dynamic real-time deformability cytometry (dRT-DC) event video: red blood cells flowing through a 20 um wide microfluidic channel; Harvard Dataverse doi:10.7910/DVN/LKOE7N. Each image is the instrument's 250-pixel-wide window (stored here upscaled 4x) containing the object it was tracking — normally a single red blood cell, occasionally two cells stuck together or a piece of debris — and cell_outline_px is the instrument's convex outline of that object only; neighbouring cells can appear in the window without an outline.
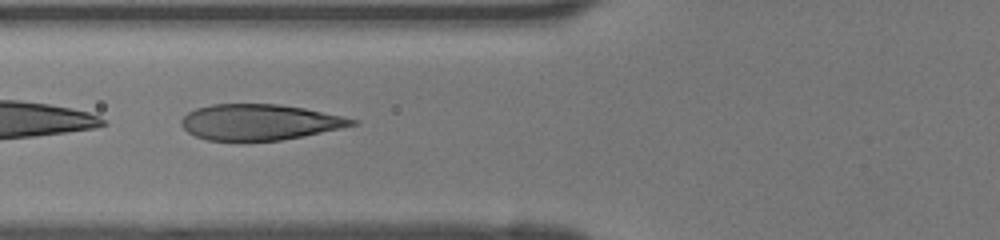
{"species": "human", "species_latin": "Homo sapiens", "temperature_condition": "room temperature", "stored_images_in_passage": 42, "segment_of_instrument_passage": [2, 2], "camera_frame_rate_fps": 3000, "um_per_image_px": 0.085, "donor": {"sex": "female"}, "frame": {"image": 1, "passage_image": 16, "time_ms": 5.0, "image_size_px": [1000, 240], "cell_outline_px": [[360, 124], [304, 136], [280, 140], [208, 140], [196, 136], [188, 132], [180, 124], [180, 120], [188, 112], [196, 108], [212, 104], [280, 104], [304, 108], [360, 120]], "centroid_in_image_um": [22.08, 10.37], "position_along_channel_um": 103.7, "area_um2": 35.55}}
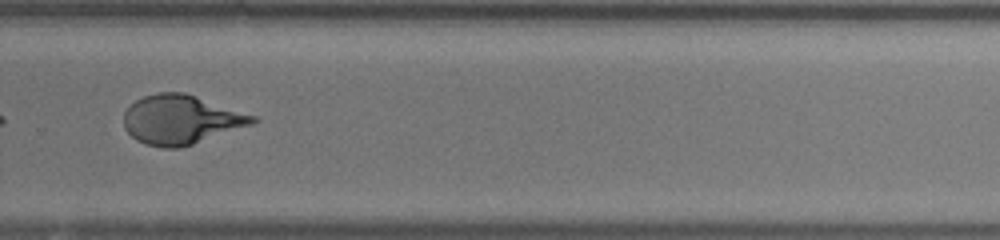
{"frame": {"image": 2, "passage_image": 30, "time_ms": 9.667, "image_size_px": [1000, 240], "cell_outline_px": [[260, 120], [252, 124], [180, 148], [164, 148], [144, 144], [136, 140], [124, 128], [124, 112], [136, 100], [144, 96], [160, 92], [184, 92], [256, 116]], "centroid_in_image_um": [15.37, 10.17], "position_along_channel_um": 314.4, "area_um2": 36.65}}
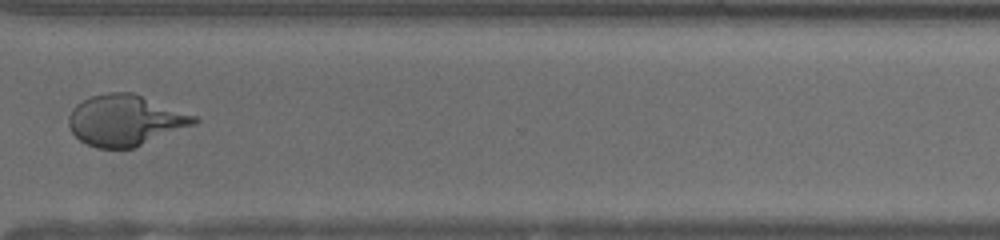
{"frame": {"image": 3, "passage_image": 33, "time_ms": 10.667, "image_size_px": [1000, 240], "cell_outline_px": [[200, 120], [196, 124], [132, 148], [96, 148], [80, 140], [72, 132], [68, 124], [68, 116], [72, 108], [76, 104], [92, 96], [108, 92], [132, 92], [196, 116]], "centroid_in_image_um": [10.63, 10.22], "position_along_channel_um": 360.0, "area_um2": 36.93}}